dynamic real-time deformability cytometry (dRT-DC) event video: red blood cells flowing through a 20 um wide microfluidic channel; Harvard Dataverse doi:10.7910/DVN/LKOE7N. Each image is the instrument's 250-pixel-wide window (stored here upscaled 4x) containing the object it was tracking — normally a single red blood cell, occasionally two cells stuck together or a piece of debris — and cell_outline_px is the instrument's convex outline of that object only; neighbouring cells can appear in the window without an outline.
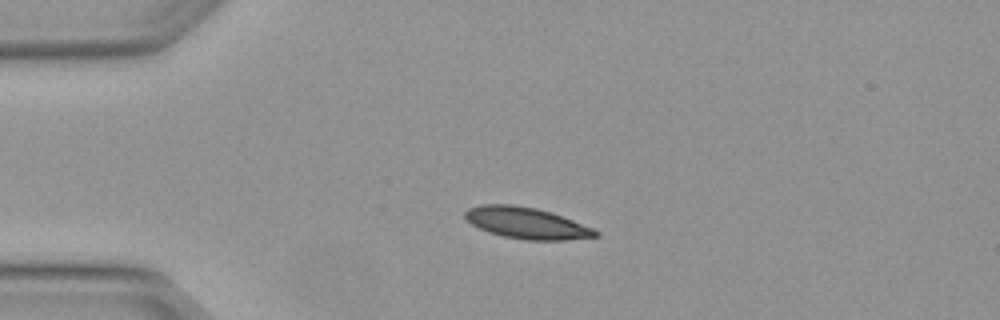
{"species": "Egyptian fruit bat (a non-hibernating species)", "species_latin": "Rousettus aegyptiacus", "temperature_condition": "warm", "stored_images_in_passage": 2, "camera_frame_rate_fps": 3000, "um_per_image_px": 0.085, "animal": {"sex": "female"}, "frame": {"image": 1, "passage_image": 2, "time_ms": 0.333, "image_size_px": [1000, 320], "cell_outline_px": [[600, 236], [564, 240], [528, 240], [504, 236], [488, 232], [472, 224], [464, 216], [464, 212], [468, 208], [480, 204], [512, 204], [536, 208], [552, 212], [592, 228], [600, 232]], "centroid_in_image_um": [44.75, 18.95], "position_along_channel_um": 40.2, "area_um2": 23.76}}